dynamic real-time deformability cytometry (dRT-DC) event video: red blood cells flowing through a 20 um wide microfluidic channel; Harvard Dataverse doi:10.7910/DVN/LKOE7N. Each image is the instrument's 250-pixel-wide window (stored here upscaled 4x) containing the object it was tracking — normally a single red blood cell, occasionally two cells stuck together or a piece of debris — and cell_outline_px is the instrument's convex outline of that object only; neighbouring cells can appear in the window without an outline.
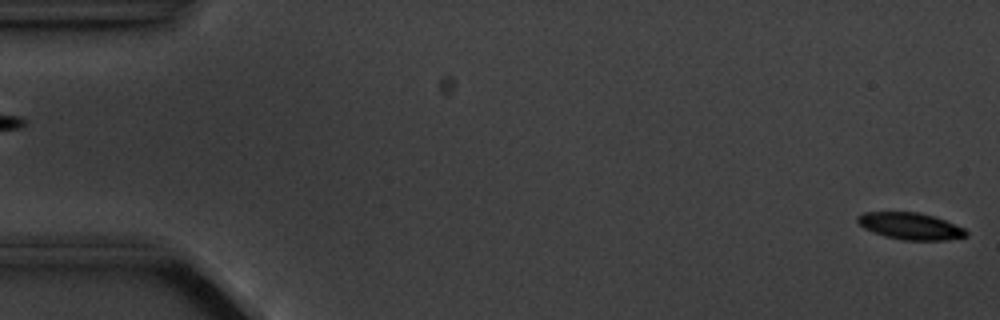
{"species": "common noctule bat (a hibernating species)", "species_latin": "Nyctalus noctula", "temperature_condition": "cold", "stored_images_in_passage": 6, "segment_of_instrument_passage": [2, 2], "camera_frame_rate_fps": 3000, "um_per_image_px": 0.085, "animal": {"sex": "male", "body_mass_g": 20.1, "forearm_length_mm": 53.5}, "frame": {"image": 1, "passage_image": 6, "time_ms": 5.667, "image_size_px": [1000, 320], "cell_outline_px": [[968, 236], [944, 240], [904, 240], [884, 236], [872, 232], [864, 228], [856, 220], [856, 216], [864, 212], [916, 212], [932, 216], [944, 220], [964, 228], [968, 232]], "centroid_in_image_um": [77.36, 19.22], "position_along_channel_um": 7.6, "area_um2": 16.88}}